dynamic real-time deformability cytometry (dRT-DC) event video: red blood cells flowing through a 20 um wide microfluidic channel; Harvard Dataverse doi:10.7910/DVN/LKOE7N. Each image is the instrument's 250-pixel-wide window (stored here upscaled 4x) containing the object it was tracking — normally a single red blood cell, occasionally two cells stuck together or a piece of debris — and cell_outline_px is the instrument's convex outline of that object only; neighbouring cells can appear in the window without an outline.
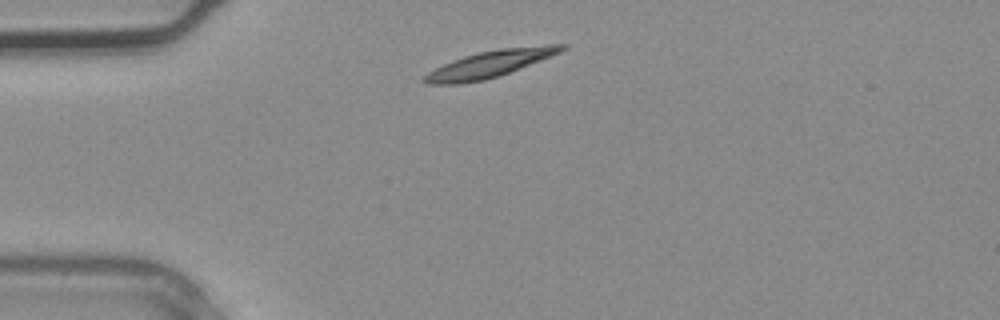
{"species": "common noctule bat (a hibernating species)", "species_latin": "Nyctalus noctula", "temperature_condition": "warm", "stored_images_in_passage": 2, "camera_frame_rate_fps": 3000, "um_per_image_px": 0.085, "animal": {"sex": "male", "body_mass_g": 20.4}, "frame": {"image": 1, "passage_image": 1, "time_ms": 0.0, "image_size_px": [1000, 320], "cell_outline_px": [[568, 48], [552, 56], [500, 76], [484, 80], [460, 84], [428, 84], [420, 80], [428, 72], [452, 60], [464, 56], [480, 52], [500, 48], [548, 44], [568, 44]], "centroid_in_image_um": [41.68, 5.43], "position_along_channel_um": 43.3, "area_um2": 21.56}}
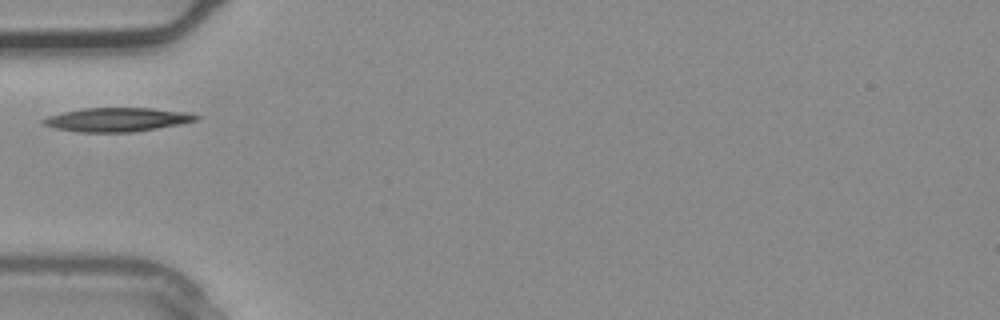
{"frame": {"image": 2, "passage_image": 2, "time_ms": 0.333, "image_size_px": [1000, 320], "cell_outline_px": [[200, 116], [196, 120], [180, 124], [136, 132], [80, 132], [52, 128], [40, 124], [40, 120], [48, 116], [64, 112], [84, 108], [152, 108], [192, 112]], "centroid_in_image_um": [9.95, 10.17], "position_along_channel_um": 75.0, "area_um2": 21.5}}